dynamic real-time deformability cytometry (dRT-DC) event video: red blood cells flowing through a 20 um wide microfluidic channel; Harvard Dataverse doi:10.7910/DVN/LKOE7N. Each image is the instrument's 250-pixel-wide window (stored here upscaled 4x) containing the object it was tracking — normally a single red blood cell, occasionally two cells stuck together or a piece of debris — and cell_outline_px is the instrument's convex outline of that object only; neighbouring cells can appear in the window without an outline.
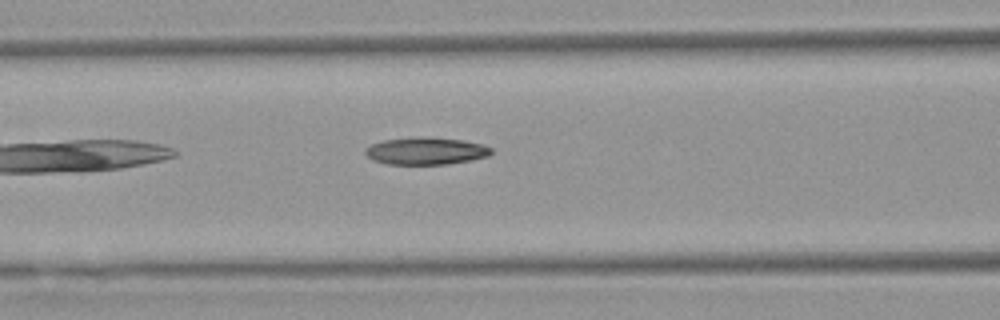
{"species": "Egyptian fruit bat (a non-hibernating species)", "species_latin": "Rousettus aegyptiacus", "temperature_condition": "warm", "stored_images_in_passage": 6, "segment_of_instrument_passage": [2, 2], "camera_frame_rate_fps": 3000, "um_per_image_px": 0.085, "animal": {"sex": "female"}, "frame": {"image": 1, "passage_image": 6, "time_ms": 6.667, "image_size_px": [1000, 320], "cell_outline_px": [[492, 152], [488, 156], [448, 164], [388, 164], [372, 160], [364, 152], [364, 148], [372, 144], [384, 140], [420, 136], [460, 140], [480, 144], [492, 148]], "centroid_in_image_um": [36.15, 12.83], "position_along_channel_um": 130.4, "area_um2": 19.83}}